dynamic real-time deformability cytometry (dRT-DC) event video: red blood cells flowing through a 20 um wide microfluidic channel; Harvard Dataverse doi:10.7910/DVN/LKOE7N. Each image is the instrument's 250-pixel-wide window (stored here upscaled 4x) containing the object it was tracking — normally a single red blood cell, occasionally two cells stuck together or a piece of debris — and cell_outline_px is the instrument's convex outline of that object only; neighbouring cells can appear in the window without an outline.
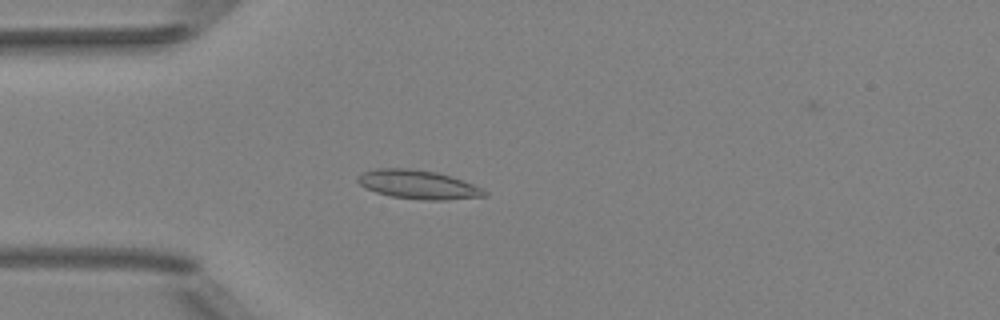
{"species": "Egyptian fruit bat (a non-hibernating species)", "species_latin": "Rousettus aegyptiacus", "temperature_condition": "room temperature", "stored_images_in_passage": 52, "camera_frame_rate_fps": 3000, "um_per_image_px": 0.085, "animal": {"sex": "female"}, "frame": {"image": 1, "passage_image": 15, "time_ms": 4.667, "image_size_px": [1000, 320], "cell_outline_px": [[488, 196], [448, 200], [424, 200], [392, 196], [376, 192], [360, 184], [356, 180], [364, 172], [376, 168], [412, 168], [436, 172], [452, 176], [464, 180], [488, 192]], "centroid_in_image_um": [35.59, 15.68], "position_along_channel_um": 49.4, "area_um2": 21.21}}
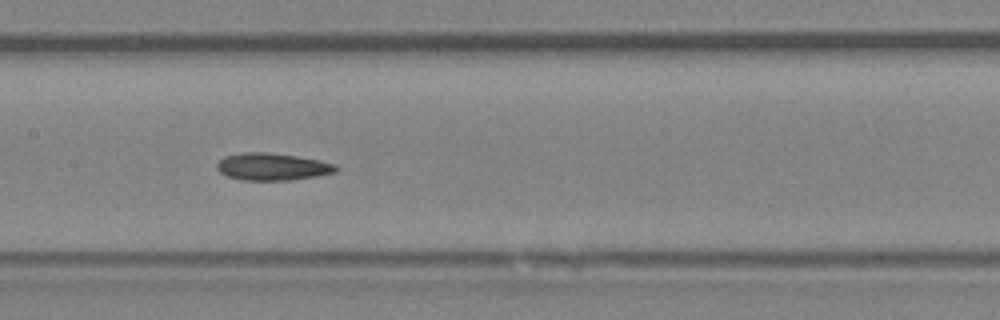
{"frame": {"image": 2, "passage_image": 26, "time_ms": 8.333, "image_size_px": [1000, 320], "cell_outline_px": [[340, 168], [336, 172], [316, 176], [292, 180], [244, 180], [228, 176], [220, 172], [216, 168], [216, 164], [224, 156], [244, 152], [268, 152], [296, 156], [320, 160], [336, 164]], "centroid_in_image_um": [23.17, 14.16], "position_along_channel_um": 184.2, "area_um2": 18.96}}
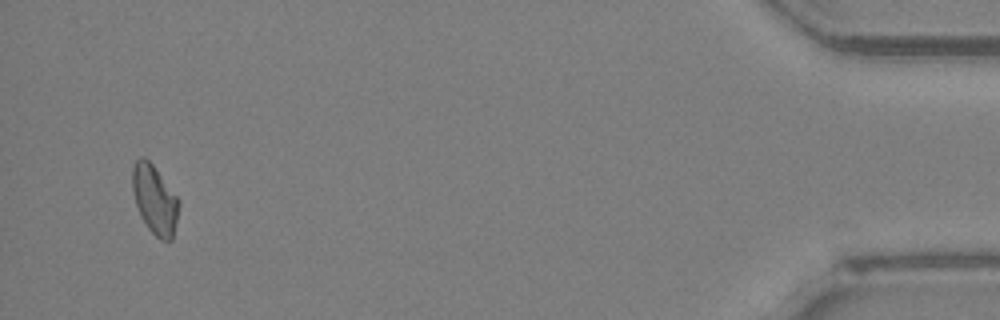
{"frame": {"image": 3, "passage_image": 50, "time_ms": 16.333, "image_size_px": [1000, 320], "cell_outline_px": [[180, 204], [172, 240], [160, 240], [148, 228], [140, 216], [132, 192], [132, 168], [136, 160], [140, 156], [144, 156], [152, 164], [180, 200]], "centroid_in_image_um": [13.14, 16.96], "position_along_channel_um": 422.1, "area_um2": 18.67}, "authors_computed_cell_mechanics": {"area_um2": 19.0162, "velocity_mm_per_s": 4.0096, "shape_relaxation_time_tau1_ms": 8.4898, "shape_relaxation_time_tau2_ms": 6.9832, "deformation_change_tau1": 0.1568, "deformation_change_tau2": 0.1032}}